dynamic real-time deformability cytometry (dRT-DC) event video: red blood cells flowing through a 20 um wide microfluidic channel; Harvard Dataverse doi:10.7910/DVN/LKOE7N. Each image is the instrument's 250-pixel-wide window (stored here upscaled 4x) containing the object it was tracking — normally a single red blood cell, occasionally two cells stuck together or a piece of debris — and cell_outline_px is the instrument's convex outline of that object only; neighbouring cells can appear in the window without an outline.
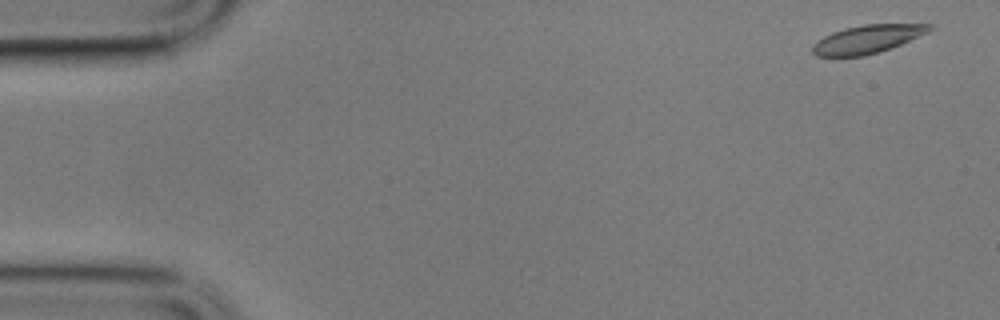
{"species": "common noctule bat (a hibernating species)", "species_latin": "Nyctalus noctula", "temperature_condition": "cold", "stored_images_in_passage": 18, "camera_frame_rate_fps": 3000, "um_per_image_px": 0.085, "animal": {"sex": "male", "body_mass_g": 17.9}, "frame": {"image": 1, "passage_image": 3, "time_ms": 0.667, "image_size_px": [1000, 320], "cell_outline_px": [[936, 28], [928, 32], [900, 44], [880, 52], [864, 56], [816, 56], [812, 52], [812, 44], [824, 36], [832, 32], [844, 28], [864, 24], [932, 24]], "centroid_in_image_um": [73.72, 3.32], "position_along_channel_um": 11.3, "area_um2": 19.25}}
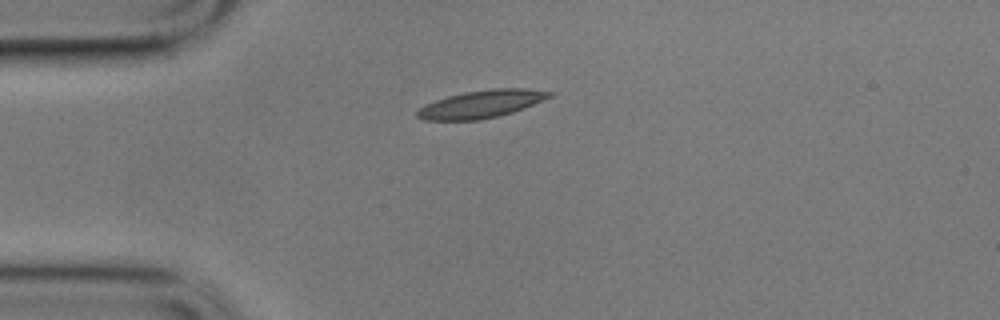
{"frame": {"image": 2, "passage_image": 15, "time_ms": 4.667, "image_size_px": [1000, 320], "cell_outline_px": [[556, 92], [552, 96], [524, 108], [500, 116], [480, 120], [424, 120], [416, 116], [416, 112], [424, 104], [448, 96], [464, 92], [492, 88], [524, 88]], "centroid_in_image_um": [40.93, 8.84], "position_along_channel_um": 44.1, "area_um2": 21.39}}